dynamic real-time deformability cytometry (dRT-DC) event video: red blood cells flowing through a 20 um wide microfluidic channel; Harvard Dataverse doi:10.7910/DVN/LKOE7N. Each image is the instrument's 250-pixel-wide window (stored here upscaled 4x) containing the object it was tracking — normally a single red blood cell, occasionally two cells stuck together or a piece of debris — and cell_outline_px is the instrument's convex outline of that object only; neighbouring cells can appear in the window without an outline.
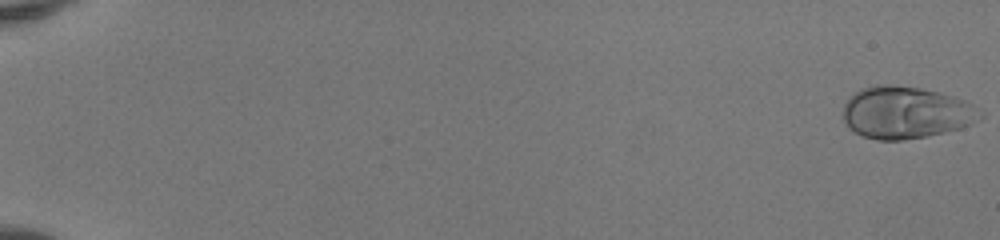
{"species": "human", "species_latin": "Homo sapiens", "temperature_condition": "room temperature", "stored_images_in_passage": 52, "camera_frame_rate_fps": 3000, "um_per_image_px": 0.085, "donor": {"sex": "female"}, "frame": {"image": 1, "passage_image": 1, "time_ms": 0.0, "image_size_px": [1000, 240], "cell_outline_px": [[984, 116], [980, 120], [972, 124], [960, 128], [928, 136], [900, 140], [876, 140], [860, 136], [848, 128], [844, 120], [844, 104], [848, 96], [852, 92], [860, 88], [876, 84], [888, 84], [920, 88], [940, 92], [964, 100], [972, 104], [984, 112]], "centroid_in_image_um": [76.98, 9.56], "position_along_channel_um": 8.0, "area_um2": 42.25}}
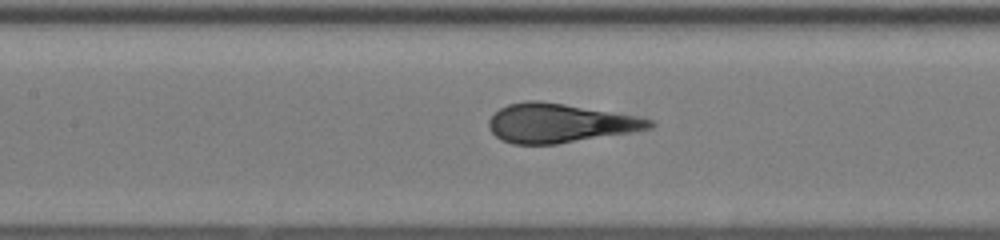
{"frame": {"image": 2, "passage_image": 27, "time_ms": 8.667, "image_size_px": [1000, 240], "cell_outline_px": [[656, 124], [652, 128], [556, 144], [512, 144], [500, 140], [488, 128], [488, 120], [500, 108], [508, 104], [524, 100], [540, 100], [564, 104], [632, 116], [652, 120]], "centroid_in_image_um": [47.47, 10.47], "position_along_channel_um": 159.9, "area_um2": 36.01}}
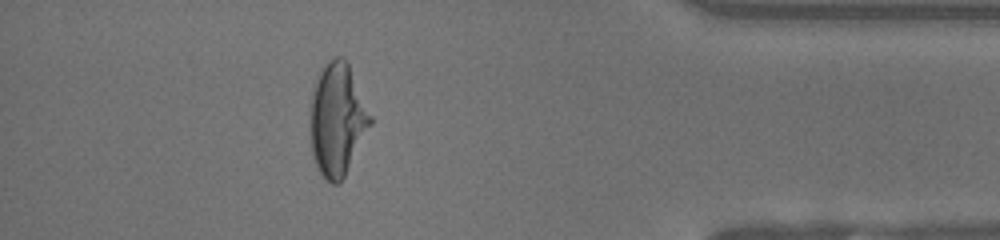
{"frame": {"image": 3, "passage_image": 47, "time_ms": 15.333, "image_size_px": [1000, 240], "cell_outline_px": [[372, 124], [340, 184], [332, 184], [316, 168], [312, 156], [308, 128], [312, 92], [320, 68], [328, 60], [336, 56], [344, 56], [348, 64], [372, 116]], "centroid_in_image_um": [28.64, 10.16], "position_along_channel_um": 406.6, "area_um2": 39.94}, "authors_computed_cell_mechanics": {"area_um2": 37.2232, "velocity_mm_per_s": 4.1639, "shape_relaxation_time_tau1_ms": 4.3233, "shape_relaxation_time_tau2_ms": null, "deformation_change_tau1": 0.2587, "deformation_change_tau2": null}}